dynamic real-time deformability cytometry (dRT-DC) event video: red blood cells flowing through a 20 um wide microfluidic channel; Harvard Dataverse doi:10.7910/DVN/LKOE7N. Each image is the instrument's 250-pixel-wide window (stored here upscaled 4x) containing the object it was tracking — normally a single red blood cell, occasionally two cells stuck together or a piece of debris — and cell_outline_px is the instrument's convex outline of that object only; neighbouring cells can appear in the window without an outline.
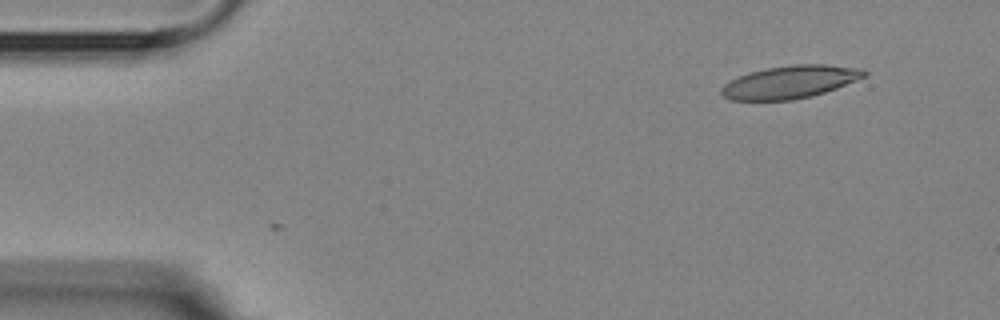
{"species": "Egyptian fruit bat (a non-hibernating species)", "species_latin": "Rousettus aegyptiacus", "temperature_condition": "room temperature", "stored_images_in_passage": 3, "camera_frame_rate_fps": 3000, "um_per_image_px": 0.085, "animal": {"sex": "female"}, "frame": {"image": 1, "passage_image": 1, "time_ms": 0.0, "image_size_px": [1000, 320], "cell_outline_px": [[868, 76], [836, 88], [812, 96], [792, 100], [728, 100], [720, 92], [720, 88], [728, 80], [748, 72], [764, 68], [792, 64], [824, 64], [860, 68], [868, 72]], "centroid_in_image_um": [67.13, 6.96], "position_along_channel_um": 17.9, "area_um2": 27.57}}